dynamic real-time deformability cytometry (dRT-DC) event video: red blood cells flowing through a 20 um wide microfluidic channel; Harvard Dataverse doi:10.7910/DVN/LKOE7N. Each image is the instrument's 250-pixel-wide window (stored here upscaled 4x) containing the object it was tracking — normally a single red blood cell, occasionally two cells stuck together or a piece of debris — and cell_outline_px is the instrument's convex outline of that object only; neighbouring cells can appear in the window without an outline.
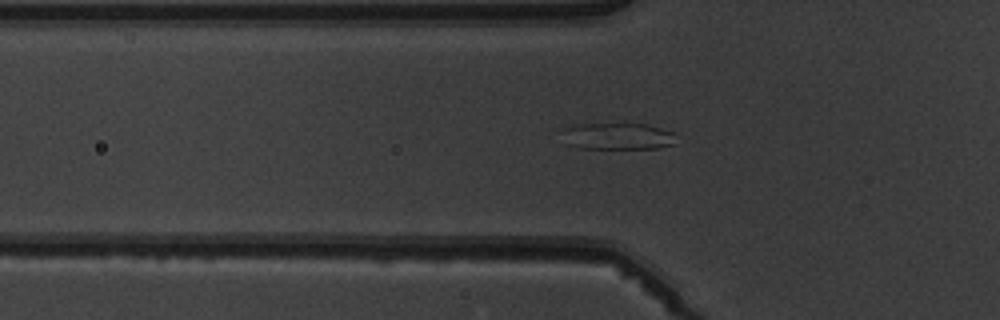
{"species": "common noctule bat (a hibernating species)", "species_latin": "Nyctalus noctula", "temperature_condition": "warm", "stored_images_in_passage": 6, "segment_of_instrument_passage": [2, 2], "camera_frame_rate_fps": 3000, "um_per_image_px": 0.085, "animal": {"sex": "male", "body_mass_g": 19.5, "forearm_length_mm": 54.6}, "frame": {"image": 1, "passage_image": 6, "time_ms": 6.0, "image_size_px": [1000, 320], "cell_outline_px": [[680, 136], [676, 144], [656, 148], [580, 148], [564, 144], [564, 128], [580, 124], [644, 124], [676, 132]], "centroid_in_image_um": [52.59, 11.59], "position_along_channel_um": 73.2, "area_um2": 17.92}}